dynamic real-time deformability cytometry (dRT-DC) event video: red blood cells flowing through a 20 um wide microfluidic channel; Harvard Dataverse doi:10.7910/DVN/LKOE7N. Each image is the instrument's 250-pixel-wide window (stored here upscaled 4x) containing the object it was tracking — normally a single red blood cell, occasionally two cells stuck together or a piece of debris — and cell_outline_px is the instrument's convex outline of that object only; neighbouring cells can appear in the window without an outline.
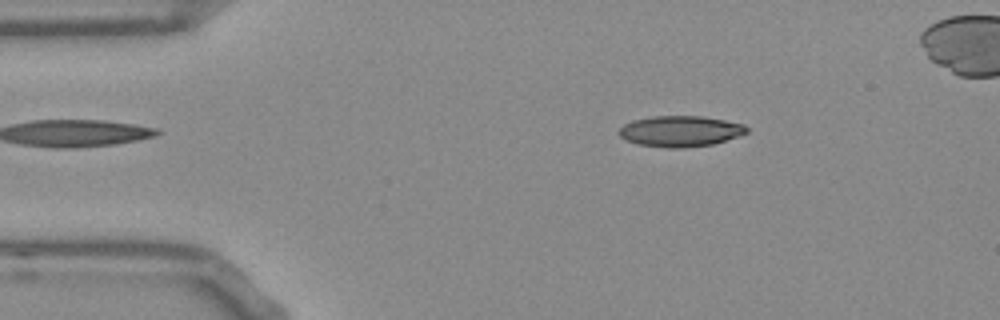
{"species": "Egyptian fruit bat (a non-hibernating species)", "species_latin": "Rousettus aegyptiacus", "temperature_condition": "room temperature", "stored_images_in_passage": 50, "camera_frame_rate_fps": 3000, "um_per_image_px": 0.085, "frame": {"image": 1, "passage_image": 8, "time_ms": 2.333, "image_size_px": [1000, 320], "cell_outline_px": [[748, 132], [712, 144], [684, 148], [668, 148], [636, 144], [624, 140], [616, 132], [624, 124], [632, 120], [652, 116], [700, 116], [724, 120], [744, 124], [748, 128]], "centroid_in_image_um": [57.76, 11.15], "position_along_channel_um": 27.2, "area_um2": 23.0}}
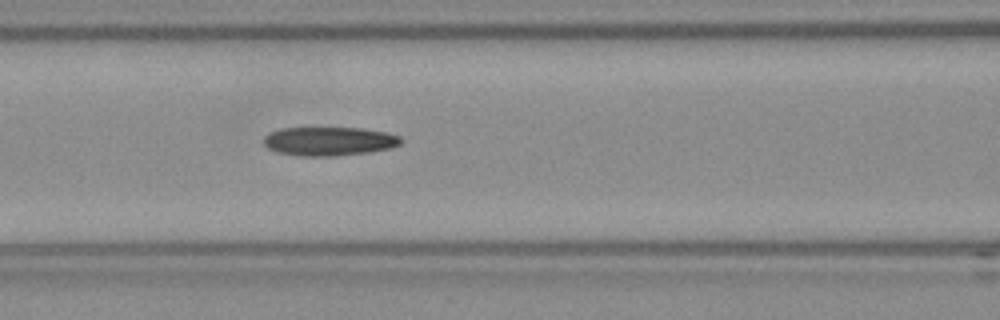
{"frame": {"image": 2, "passage_image": 21, "time_ms": 6.667, "image_size_px": [1000, 320], "cell_outline_px": [[404, 140], [400, 144], [392, 148], [368, 152], [336, 156], [300, 156], [280, 152], [268, 148], [264, 144], [264, 136], [280, 128], [364, 128], [388, 132], [400, 136]], "centroid_in_image_um": [28.04, 12.0], "position_along_channel_um": 138.6, "area_um2": 23.12}}
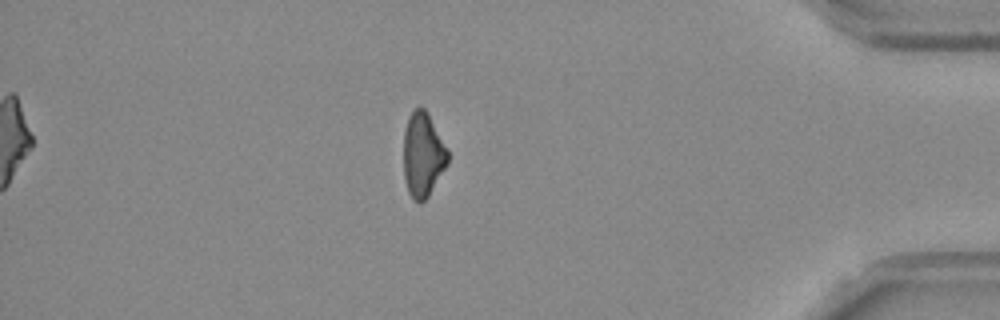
{"frame": {"image": 3, "passage_image": 45, "time_ms": 14.667, "image_size_px": [1000, 320], "cell_outline_px": [[448, 164], [428, 196], [420, 204], [412, 200], [408, 192], [404, 176], [404, 132], [408, 116], [416, 108], [424, 108], [428, 112], [448, 148]], "centroid_in_image_um": [35.95, 13.16], "position_along_channel_um": 399.2, "area_um2": 21.96}}